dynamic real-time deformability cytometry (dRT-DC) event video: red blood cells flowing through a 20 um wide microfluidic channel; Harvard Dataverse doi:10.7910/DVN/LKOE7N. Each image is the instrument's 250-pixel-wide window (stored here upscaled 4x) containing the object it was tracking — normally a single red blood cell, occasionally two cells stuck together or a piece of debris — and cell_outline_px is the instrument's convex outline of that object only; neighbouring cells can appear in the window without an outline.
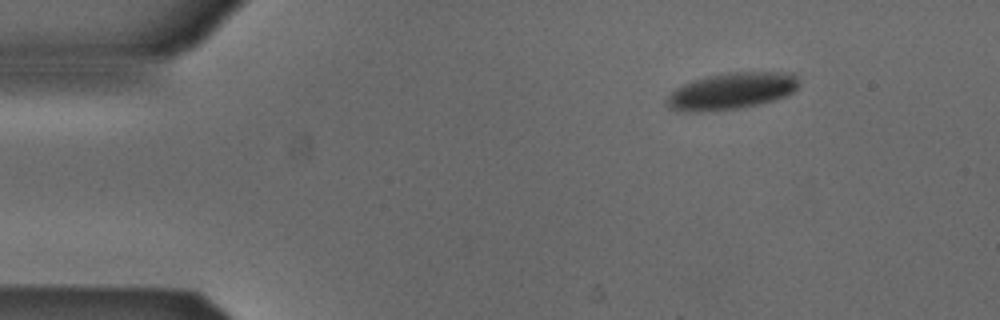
{"species": "Egyptian fruit bat (a non-hibernating species)", "species_latin": "Rousettus aegyptiacus", "temperature_condition": "cold", "stored_images_in_passage": 3, "camera_frame_rate_fps": 3000, "um_per_image_px": 0.085, "animal": {"sex": "male"}, "frame": {"image": 1, "passage_image": 1, "time_ms": 0.0, "image_size_px": [1000, 320], "cell_outline_px": [[796, 88], [792, 92], [776, 100], [740, 108], [700, 112], [676, 112], [668, 108], [668, 96], [676, 88], [684, 84], [708, 76], [728, 72], [796, 72]], "centroid_in_image_um": [62.17, 7.75], "position_along_channel_um": 22.8, "area_um2": 28.09}}
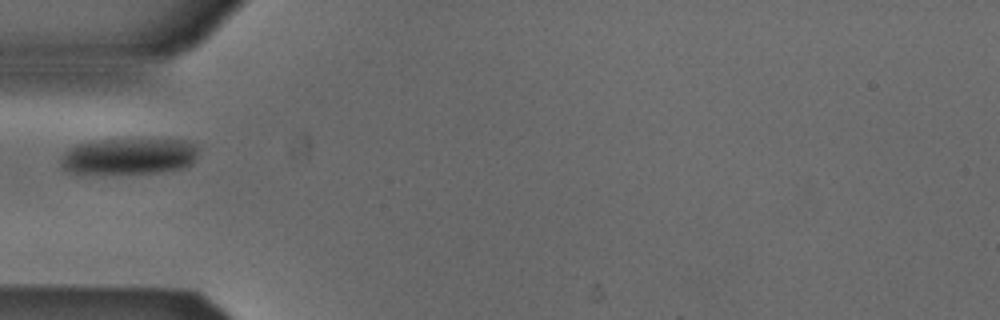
{"frame": {"image": 2, "passage_image": 3, "time_ms": 0.667, "image_size_px": [1000, 320], "cell_outline_px": [[200, 144], [196, 156], [192, 164], [180, 168], [160, 172], [80, 176], [64, 172], [60, 168], [60, 156], [68, 148], [76, 144], [88, 140], [188, 140]], "centroid_in_image_um": [10.83, 13.32], "position_along_channel_um": 74.2, "area_um2": 30.52}}